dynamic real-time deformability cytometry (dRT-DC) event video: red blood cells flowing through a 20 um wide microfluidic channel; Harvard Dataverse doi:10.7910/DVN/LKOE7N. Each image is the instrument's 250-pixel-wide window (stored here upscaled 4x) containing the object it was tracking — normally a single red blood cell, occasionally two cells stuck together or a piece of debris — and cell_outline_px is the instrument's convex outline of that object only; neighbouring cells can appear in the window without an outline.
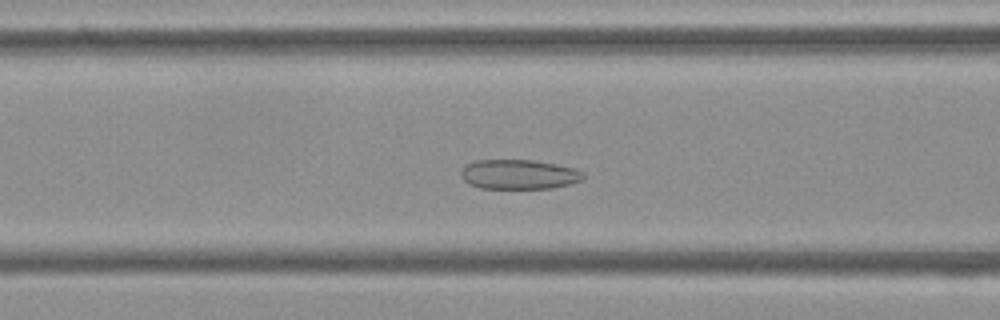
{"species": "Egyptian fruit bat (a non-hibernating species)", "species_latin": "Rousettus aegyptiacus", "temperature_condition": "cold", "stored_images_in_passage": 52, "camera_frame_rate_fps": 3000, "um_per_image_px": 0.085, "frame": {"image": 1, "passage_image": 19, "time_ms": 6.0, "image_size_px": [1000, 320], "cell_outline_px": [[584, 180], [552, 188], [480, 188], [468, 184], [460, 176], [460, 172], [464, 164], [476, 160], [532, 160], [556, 164], [572, 168], [584, 172]], "centroid_in_image_um": [44.07, 14.82], "position_along_channel_um": 122.5, "area_um2": 21.21}}
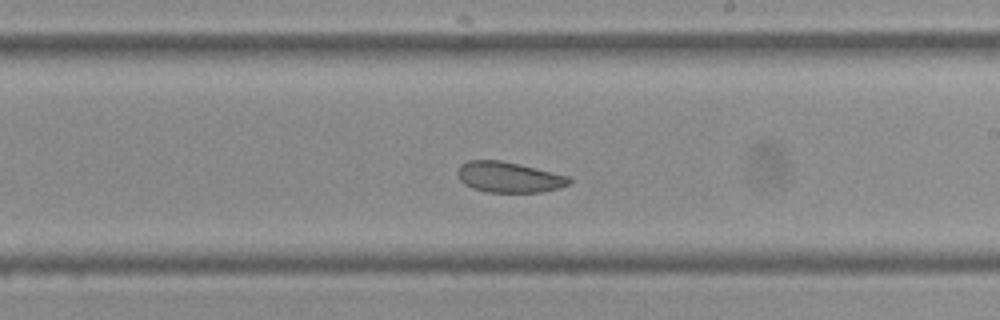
{"frame": {"image": 2, "passage_image": 29, "time_ms": 9.333, "image_size_px": [1000, 320], "cell_outline_px": [[572, 180], [568, 184], [556, 188], [540, 192], [488, 192], [472, 188], [464, 184], [460, 180], [456, 172], [460, 164], [468, 160], [500, 160], [572, 176]], "centroid_in_image_um": [43.23, 15.05], "position_along_channel_um": 245.8, "area_um2": 19.94}}
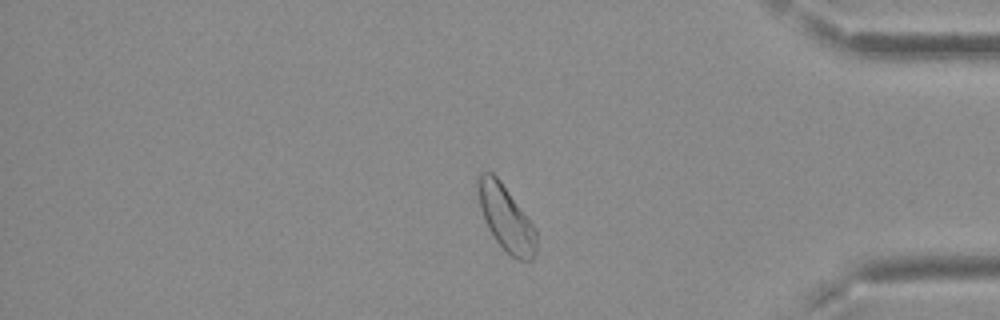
{"frame": {"image": 3, "passage_image": 43, "time_ms": 14.0, "image_size_px": [1000, 320], "cell_outline_px": [[536, 252], [532, 260], [516, 260], [496, 240], [488, 228], [484, 220], [480, 208], [476, 192], [476, 180], [480, 172], [492, 172], [500, 180], [536, 228]], "centroid_in_image_um": [42.98, 18.51], "position_along_channel_um": 392.2, "area_um2": 22.31}, "authors_computed_cell_mechanics": {"area_um2": 22.3975, "velocity_mm_per_s": 3.7039, "shape_relaxation_time_tau1_ms": null, "shape_relaxation_time_tau2_ms": 3.3006, "deformation_change_tau1": null, "deformation_change_tau2": 0.0779}}